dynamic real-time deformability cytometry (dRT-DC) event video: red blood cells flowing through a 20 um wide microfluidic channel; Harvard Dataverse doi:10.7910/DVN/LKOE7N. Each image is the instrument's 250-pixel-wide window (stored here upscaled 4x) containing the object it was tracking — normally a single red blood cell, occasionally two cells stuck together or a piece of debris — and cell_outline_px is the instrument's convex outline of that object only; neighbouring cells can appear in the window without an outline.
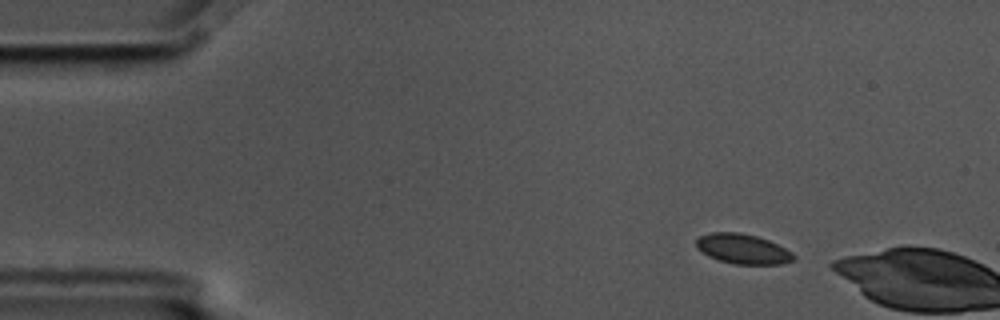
{"species": "common noctule bat (a hibernating species)", "species_latin": "Nyctalus noctula", "temperature_condition": "cold", "stored_images_in_passage": 2, "camera_frame_rate_fps": 3000, "um_per_image_px": 0.085, "animal": {"sex": "male", "body_mass_g": 17.5, "forearm_length_mm": 52.3}, "frame": {"image": 1, "passage_image": 1, "time_ms": 0.0, "image_size_px": [1000, 320], "cell_outline_px": [[796, 256], [792, 260], [780, 264], [736, 264], [720, 260], [708, 256], [696, 248], [696, 240], [700, 236], [712, 232], [740, 232], [756, 236], [768, 240], [792, 252]], "centroid_in_image_um": [63.11, 21.15], "position_along_channel_um": 21.9, "area_um2": 16.82}}